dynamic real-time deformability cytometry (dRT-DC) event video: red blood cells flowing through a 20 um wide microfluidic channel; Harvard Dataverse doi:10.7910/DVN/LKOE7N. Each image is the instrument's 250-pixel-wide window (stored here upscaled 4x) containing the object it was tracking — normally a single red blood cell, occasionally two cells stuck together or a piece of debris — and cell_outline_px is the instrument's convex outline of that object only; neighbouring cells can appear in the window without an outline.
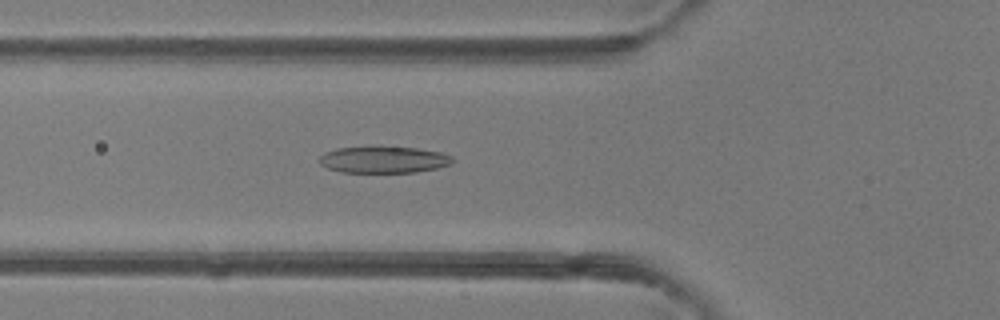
{"species": "common noctule bat (a hibernating species)", "species_latin": "Nyctalus noctula", "temperature_condition": "room temperature", "stored_images_in_passage": 50, "camera_frame_rate_fps": 3000, "um_per_image_px": 0.085, "animal": {"sex": "female"}, "frame": {"image": 1, "passage_image": 18, "time_ms": 5.667, "image_size_px": [1000, 320], "cell_outline_px": [[456, 160], [452, 164], [436, 168], [416, 172], [340, 172], [328, 168], [320, 164], [320, 156], [324, 152], [336, 148], [372, 144], [380, 144], [416, 148], [440, 152], [452, 156]], "centroid_in_image_um": [32.6, 13.52], "position_along_channel_um": 93.2, "area_um2": 21.56}}
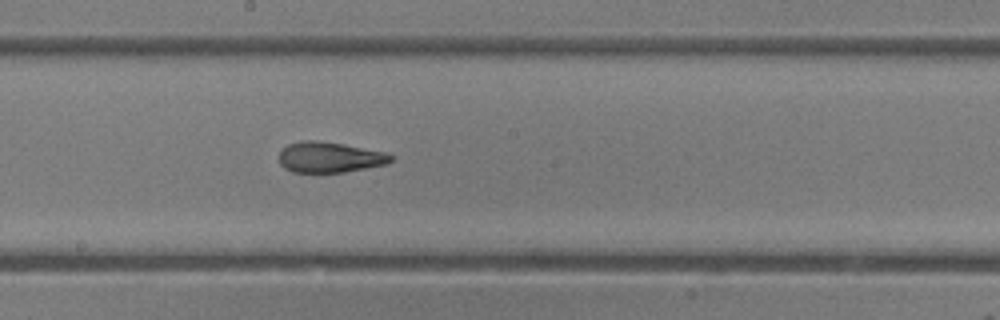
{"frame": {"image": 2, "passage_image": 27, "time_ms": 8.667, "image_size_px": [1000, 320], "cell_outline_px": [[396, 156], [388, 164], [344, 172], [292, 172], [284, 168], [280, 164], [280, 152], [288, 144], [300, 140], [316, 140], [344, 144], [388, 152]], "centroid_in_image_um": [28.07, 13.36], "position_along_channel_um": 220.1, "area_um2": 20.17}}
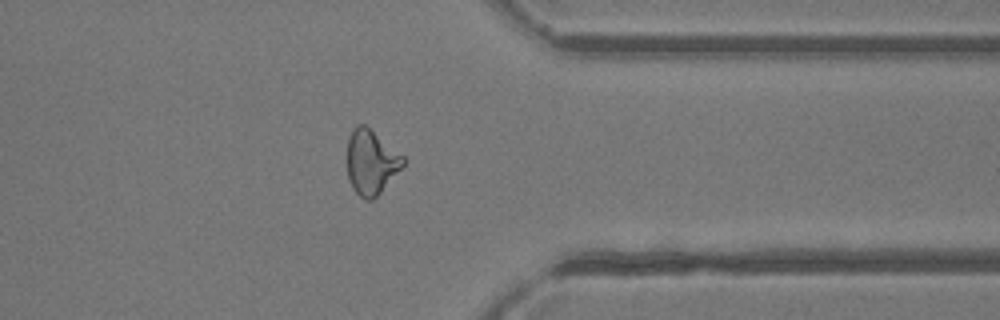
{"frame": {"image": 3, "passage_image": 39, "time_ms": 12.667, "image_size_px": [1000, 320], "cell_outline_px": [[408, 160], [380, 192], [372, 200], [364, 200], [352, 188], [348, 176], [348, 136], [356, 124], [364, 124], [404, 156]], "centroid_in_image_um": [31.55, 13.77], "position_along_channel_um": 379.9, "area_um2": 20.87}, "authors_computed_cell_mechanics": {"area_um2": 21.3282, "velocity_mm_per_s": 4.2102, "shape_relaxation_time_tau1_ms": 8.3159, "shape_relaxation_time_tau2_ms": 1.653, "deformation_change_tau1": 0.2341, "deformation_change_tau2": 0.0882}}